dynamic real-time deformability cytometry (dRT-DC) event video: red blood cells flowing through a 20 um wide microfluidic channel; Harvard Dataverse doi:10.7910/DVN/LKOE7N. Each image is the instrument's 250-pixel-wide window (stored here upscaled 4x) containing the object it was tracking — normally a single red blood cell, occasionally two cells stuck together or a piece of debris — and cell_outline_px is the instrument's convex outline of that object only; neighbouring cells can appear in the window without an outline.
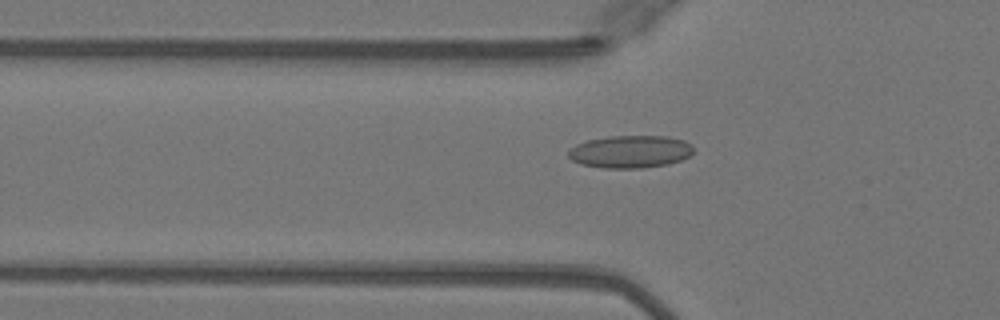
{"species": "Egyptian fruit bat (a non-hibernating species)", "species_latin": "Rousettus aegyptiacus", "temperature_condition": "warm", "stored_images_in_passage": 36, "camera_frame_rate_fps": 3000, "um_per_image_px": 0.085, "animal": {"sex": "female"}, "frame": {"image": 1, "passage_image": 8, "time_ms": 2.333, "image_size_px": [1000, 320], "cell_outline_px": [[692, 152], [688, 156], [680, 160], [668, 164], [640, 168], [604, 168], [580, 164], [572, 160], [568, 156], [568, 152], [576, 144], [588, 140], [608, 136], [668, 136], [684, 140], [692, 144]], "centroid_in_image_um": [53.57, 12.89], "position_along_channel_um": 72.2, "area_um2": 23.7}}
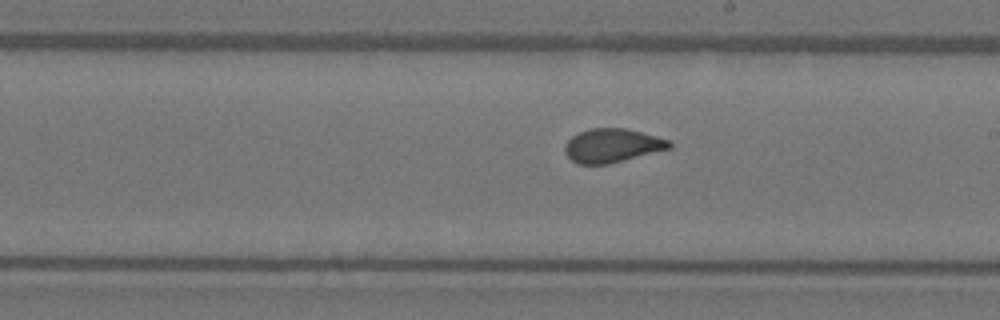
{"frame": {"image": 2, "passage_image": 20, "time_ms": 6.333, "image_size_px": [1000, 320], "cell_outline_px": [[672, 148], [608, 164], [580, 164], [572, 160], [564, 152], [564, 144], [572, 136], [580, 132], [592, 128], [624, 128], [640, 132], [668, 140], [672, 144]], "centroid_in_image_um": [52.01, 12.37], "position_along_channel_um": 237.0, "area_um2": 20.35}}
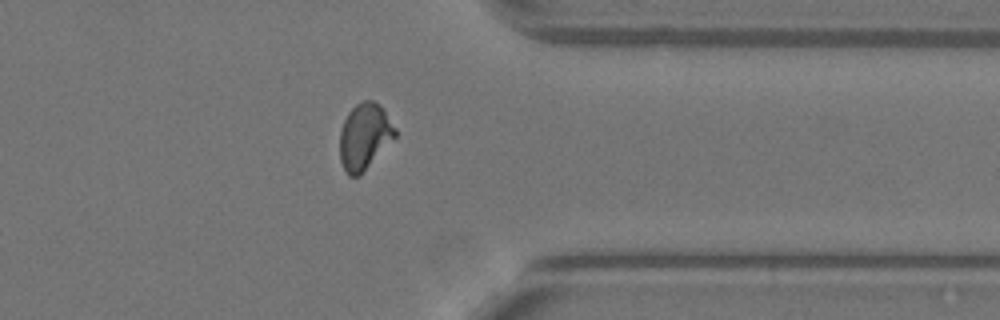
{"frame": {"image": 3, "passage_image": 31, "time_ms": 10.0, "image_size_px": [1000, 320], "cell_outline_px": [[396, 136], [360, 176], [348, 176], [340, 160], [340, 132], [344, 120], [348, 112], [356, 104], [364, 100], [372, 100], [384, 108], [396, 128]], "centroid_in_image_um": [30.99, 11.59], "position_along_channel_um": 380.4, "area_um2": 21.39}}